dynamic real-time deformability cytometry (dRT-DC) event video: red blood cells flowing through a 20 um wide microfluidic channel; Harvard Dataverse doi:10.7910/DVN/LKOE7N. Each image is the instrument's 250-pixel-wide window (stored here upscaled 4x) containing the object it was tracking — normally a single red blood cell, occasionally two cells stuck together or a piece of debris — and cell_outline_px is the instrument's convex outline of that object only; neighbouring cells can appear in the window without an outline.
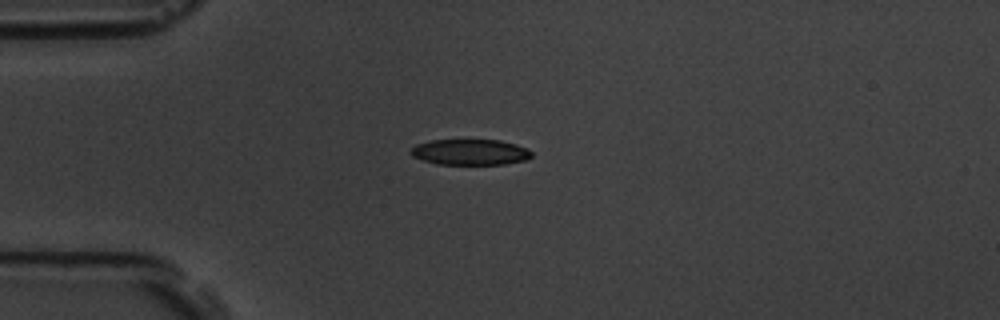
{"species": "common noctule bat (a hibernating species)", "species_latin": "Nyctalus noctula", "temperature_condition": "room temperature", "stored_images_in_passage": 7, "camera_frame_rate_fps": 3000, "um_per_image_px": 0.085, "animal": {"sex": "male", "body_mass_g": 19.5, "forearm_length_mm": 54.6}, "frame": {"image": 1, "passage_image": 1, "time_ms": 0.0, "image_size_px": [1000, 320], "cell_outline_px": [[532, 156], [524, 160], [504, 164], [436, 164], [412, 156], [408, 152], [416, 144], [432, 140], [500, 140], [516, 144], [528, 148], [532, 152]], "centroid_in_image_um": [39.96, 12.92], "position_along_channel_um": 45.0, "area_um2": 18.15}}
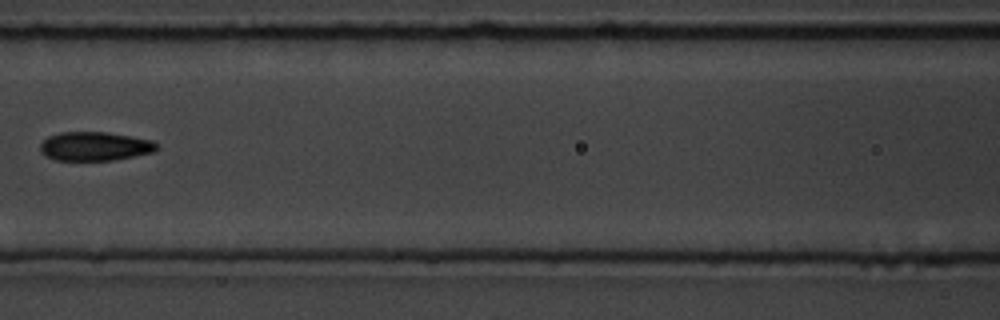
{"frame": {"image": 2, "passage_image": 4, "time_ms": 1.0, "image_size_px": [1000, 320], "cell_outline_px": [[160, 148], [152, 152], [112, 160], [56, 160], [40, 152], [40, 144], [48, 136], [60, 132], [104, 132], [152, 140]], "centroid_in_image_um": [8.03, 12.43], "position_along_channel_um": 158.6, "area_um2": 19.36}}
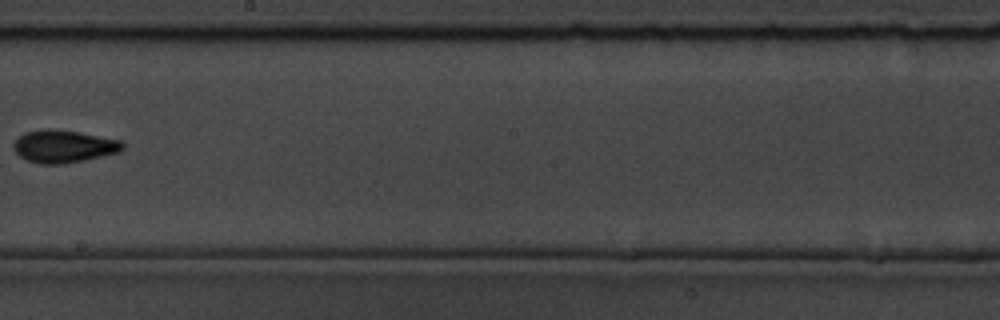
{"frame": {"image": 3, "passage_image": 6, "time_ms": 1.667, "image_size_px": [1000, 320], "cell_outline_px": [[124, 148], [120, 152], [84, 160], [64, 164], [40, 164], [28, 160], [20, 156], [12, 148], [12, 144], [24, 132], [80, 132], [120, 140], [124, 144]], "centroid_in_image_um": [5.45, 12.49], "position_along_channel_um": 242.7, "area_um2": 19.94}}